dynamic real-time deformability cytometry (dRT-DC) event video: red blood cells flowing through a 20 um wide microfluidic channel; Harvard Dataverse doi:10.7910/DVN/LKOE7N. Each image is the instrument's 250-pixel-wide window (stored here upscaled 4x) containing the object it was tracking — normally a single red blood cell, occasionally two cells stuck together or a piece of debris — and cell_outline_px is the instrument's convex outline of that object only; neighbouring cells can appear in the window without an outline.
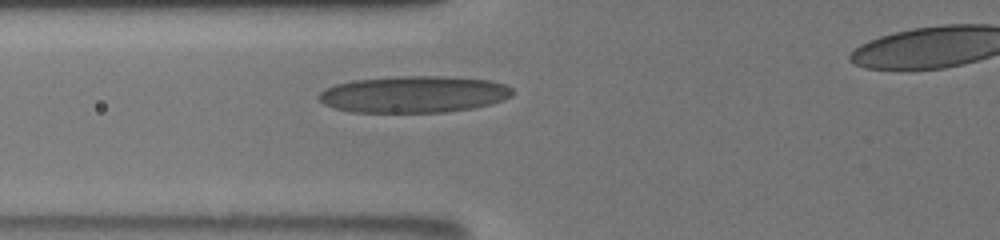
{"species": "human", "species_latin": "Homo sapiens", "temperature_condition": "room temperature", "stored_images_in_passage": 44, "camera_frame_rate_fps": 3000, "um_per_image_px": 0.085, "donor": {"sex": "male"}, "frame": {"image": 1, "passage_image": 5, "time_ms": 1.0, "image_size_px": [1000, 240], "cell_outline_px": [[512, 96], [504, 100], [492, 104], [472, 108], [444, 112], [352, 112], [336, 108], [324, 104], [316, 96], [324, 88], [336, 84], [352, 80], [400, 76], [448, 76], [492, 80], [508, 84], [512, 88]], "centroid_in_image_um": [35.21, 8.0], "position_along_channel_um": 90.6, "area_um2": 41.79}}
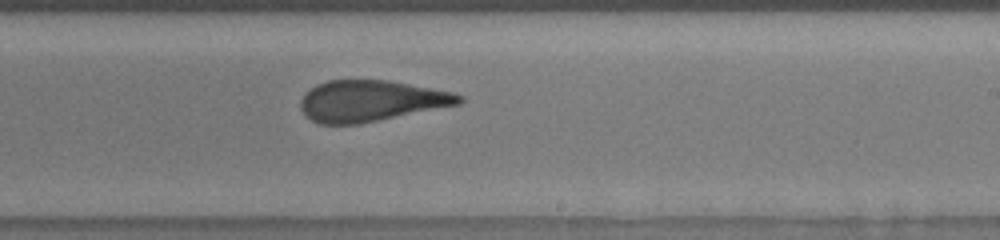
{"frame": {"image": 2, "passage_image": 22, "time_ms": 5.333, "image_size_px": [1000, 240], "cell_outline_px": [[464, 100], [460, 104], [360, 124], [320, 124], [304, 116], [300, 108], [300, 100], [304, 92], [316, 84], [328, 80], [388, 80], [452, 92], [464, 96]], "centroid_in_image_um": [31.49, 8.58], "position_along_channel_um": 257.5, "area_um2": 38.15}}
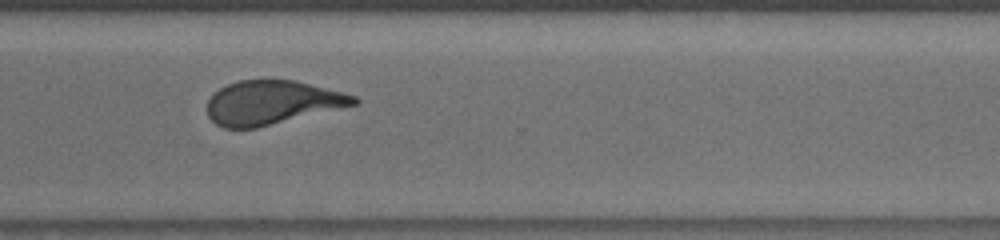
{"frame": {"image": 3, "passage_image": 32, "time_ms": 7.667, "image_size_px": [1000, 240], "cell_outline_px": [[360, 100], [356, 104], [256, 128], [224, 128], [216, 124], [208, 116], [208, 100], [220, 88], [228, 84], [240, 80], [292, 80], [344, 92], [356, 96]], "centroid_in_image_um": [23.11, 8.72], "position_along_channel_um": 347.5, "area_um2": 36.99}}